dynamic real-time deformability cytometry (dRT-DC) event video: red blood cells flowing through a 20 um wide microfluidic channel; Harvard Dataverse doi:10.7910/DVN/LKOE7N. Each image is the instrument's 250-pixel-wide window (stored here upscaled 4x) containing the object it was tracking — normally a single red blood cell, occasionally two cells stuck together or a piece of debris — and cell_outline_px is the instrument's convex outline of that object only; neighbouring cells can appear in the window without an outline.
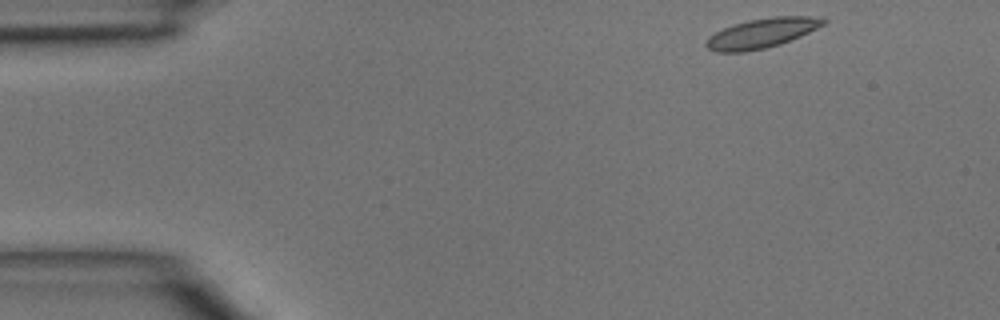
{"species": "common noctule bat (a hibernating species)", "species_latin": "Nyctalus noctula", "temperature_condition": "room temperature", "stored_images_in_passage": 43, "camera_frame_rate_fps": 3000, "um_per_image_px": 0.085, "animal": {"sex": "male", "body_mass_g": 15.6}, "frame": {"image": 1, "passage_image": 1, "time_ms": 0.0, "image_size_px": [1000, 320], "cell_outline_px": [[828, 20], [824, 24], [800, 36], [780, 44], [764, 48], [744, 52], [716, 52], [708, 48], [704, 44], [708, 36], [732, 24], [748, 20], [772, 16], [808, 16]], "centroid_in_image_um": [64.7, 2.82], "position_along_channel_um": 20.3, "area_um2": 20.11}}
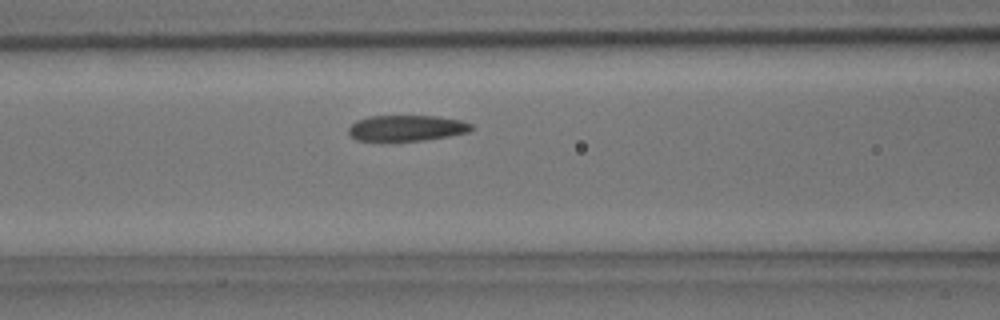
{"frame": {"image": 2, "passage_image": 15, "time_ms": 4.667, "image_size_px": [1000, 320], "cell_outline_px": [[472, 128], [468, 132], [448, 136], [424, 140], [356, 140], [348, 132], [348, 128], [356, 120], [368, 116], [436, 116], [460, 120], [472, 124]], "centroid_in_image_um": [34.55, 10.87], "position_along_channel_um": 132.1, "area_um2": 18.26}}
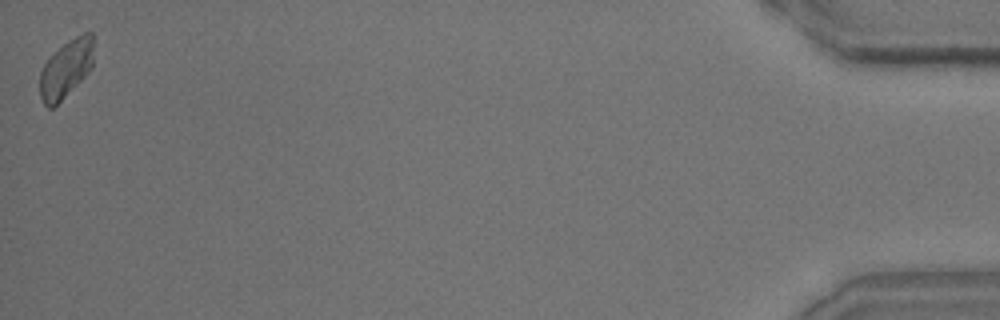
{"frame": {"image": 3, "passage_image": 43, "time_ms": 14.0, "image_size_px": [1000, 320], "cell_outline_px": [[92, 68], [52, 108], [48, 108], [44, 104], [40, 96], [40, 72], [48, 56], [52, 52], [68, 40], [84, 32], [92, 32]], "centroid_in_image_um": [5.58, 5.81], "position_along_channel_um": 429.6, "area_um2": 17.92}}